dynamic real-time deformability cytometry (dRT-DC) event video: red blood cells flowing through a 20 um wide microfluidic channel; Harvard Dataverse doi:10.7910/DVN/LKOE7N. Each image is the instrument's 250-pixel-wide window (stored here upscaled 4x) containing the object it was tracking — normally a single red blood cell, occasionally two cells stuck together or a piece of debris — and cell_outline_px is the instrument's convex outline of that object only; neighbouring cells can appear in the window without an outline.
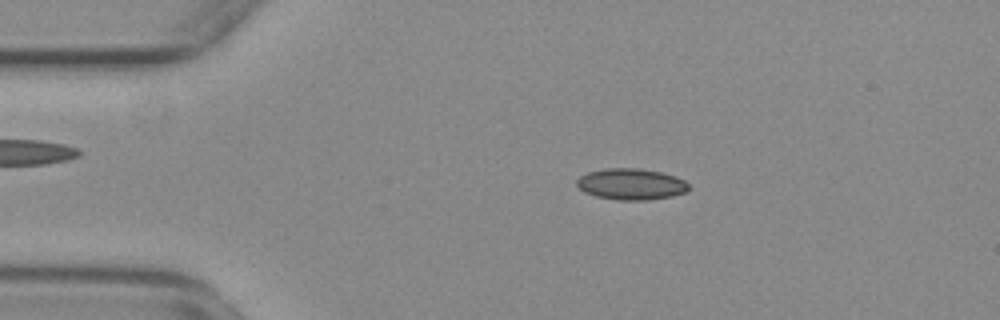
{"species": "common noctule bat (a hibernating species)", "species_latin": "Nyctalus noctula", "temperature_condition": "warm", "stored_images_in_passage": 54, "camera_frame_rate_fps": 3000, "um_per_image_px": 0.085, "animal": {"sex": "female", "body_mass_g": 29.2, "forearm_length_mm": 56.3}, "frame": {"image": 1, "passage_image": 10, "time_ms": 3.0, "image_size_px": [1000, 320], "cell_outline_px": [[688, 188], [684, 192], [672, 196], [648, 200], [620, 200], [596, 196], [584, 192], [576, 184], [576, 180], [580, 176], [588, 172], [604, 168], [640, 168], [660, 172], [676, 176], [684, 180], [688, 184]], "centroid_in_image_um": [53.62, 15.64], "position_along_channel_um": 31.4, "area_um2": 20.35}}
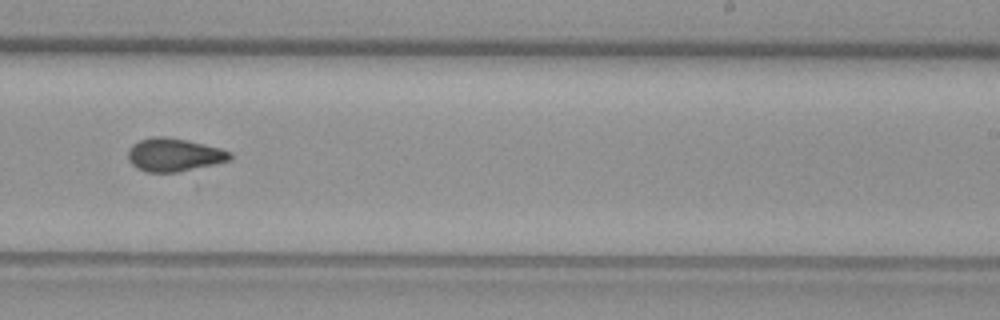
{"frame": {"image": 2, "passage_image": 33, "time_ms": 10.667, "image_size_px": [1000, 320], "cell_outline_px": [[232, 160], [216, 164], [176, 172], [144, 172], [136, 168], [128, 160], [128, 148], [132, 144], [140, 140], [152, 136], [164, 136], [188, 140], [220, 148], [232, 152]], "centroid_in_image_um": [14.79, 13.15], "position_along_channel_um": 274.2, "area_um2": 19.94}}
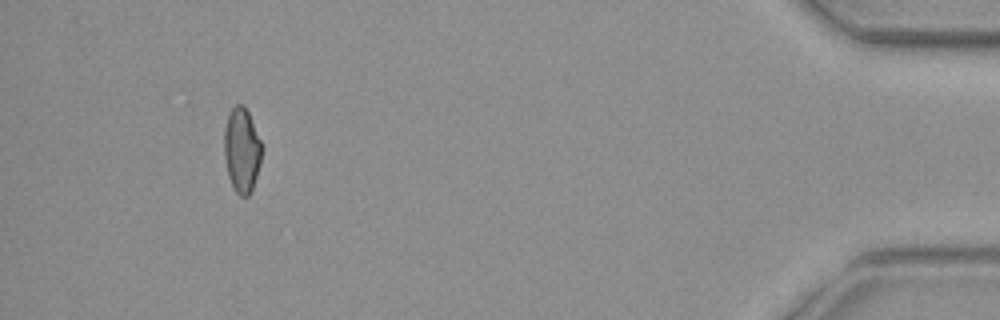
{"frame": {"image": 3, "passage_image": 50, "time_ms": 16.333, "image_size_px": [1000, 320], "cell_outline_px": [[260, 164], [252, 188], [248, 196], [240, 196], [236, 192], [228, 176], [224, 156], [224, 128], [228, 116], [232, 108], [236, 104], [244, 104], [248, 112], [260, 140]], "centroid_in_image_um": [20.52, 12.74], "position_along_channel_um": 414.7, "area_um2": 18.21}}